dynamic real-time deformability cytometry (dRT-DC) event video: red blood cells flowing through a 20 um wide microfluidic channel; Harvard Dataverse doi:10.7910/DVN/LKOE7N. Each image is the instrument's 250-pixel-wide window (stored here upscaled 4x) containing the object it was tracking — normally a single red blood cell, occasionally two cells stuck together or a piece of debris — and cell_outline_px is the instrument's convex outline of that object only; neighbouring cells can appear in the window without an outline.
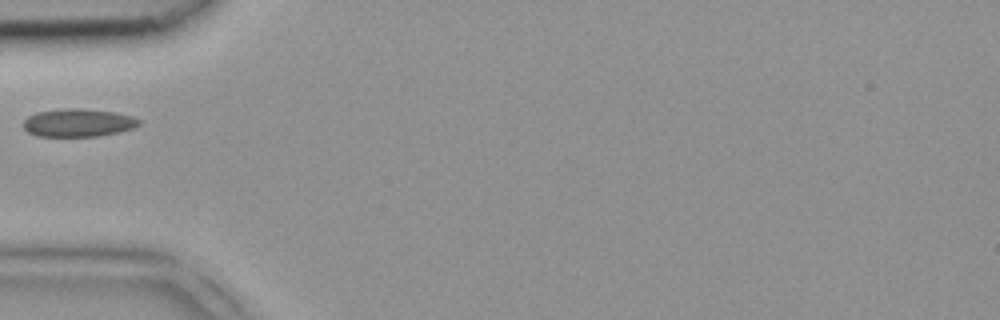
{"species": "common noctule bat (a hibernating species)", "species_latin": "Nyctalus noctula", "temperature_condition": "room temperature", "stored_images_in_passage": 1, "camera_frame_rate_fps": 3000, "um_per_image_px": 0.085, "animal": {"sex": "female", "body_mass_g": 18.4}, "frame": {"image": 1, "passage_image": 1, "time_ms": 0.0, "image_size_px": [1000, 320], "cell_outline_px": [[140, 124], [132, 128], [120, 132], [100, 136], [36, 136], [28, 132], [20, 124], [28, 116], [36, 112], [60, 108], [84, 108], [116, 112], [132, 116], [140, 120]], "centroid_in_image_um": [6.62, 10.42], "position_along_channel_um": 78.4, "area_um2": 19.19}}